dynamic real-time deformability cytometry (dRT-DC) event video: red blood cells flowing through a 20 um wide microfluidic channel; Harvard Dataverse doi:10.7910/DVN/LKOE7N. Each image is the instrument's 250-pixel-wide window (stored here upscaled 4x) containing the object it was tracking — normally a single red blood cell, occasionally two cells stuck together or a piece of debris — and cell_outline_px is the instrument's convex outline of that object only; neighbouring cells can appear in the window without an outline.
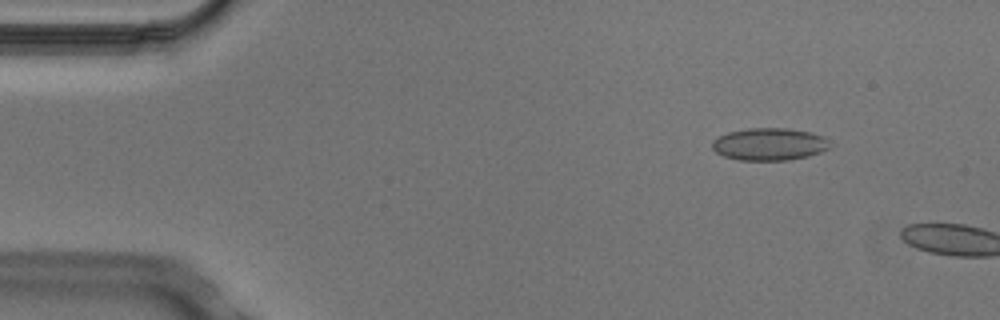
{"species": "Egyptian fruit bat (a non-hibernating species)", "species_latin": "Rousettus aegyptiacus", "temperature_condition": "cold", "stored_images_in_passage": 3, "camera_frame_rate_fps": 3000, "um_per_image_px": 0.085, "animal": {"sex": "male"}, "frame": {"image": 1, "passage_image": 2, "time_ms": 0.333, "image_size_px": [1000, 320], "cell_outline_px": [[832, 148], [808, 156], [788, 160], [740, 160], [724, 156], [716, 152], [712, 148], [712, 140], [728, 132], [748, 128], [788, 128], [812, 132], [824, 136], [828, 140]], "centroid_in_image_um": [65.43, 12.25], "position_along_channel_um": 19.6, "area_um2": 22.37}}